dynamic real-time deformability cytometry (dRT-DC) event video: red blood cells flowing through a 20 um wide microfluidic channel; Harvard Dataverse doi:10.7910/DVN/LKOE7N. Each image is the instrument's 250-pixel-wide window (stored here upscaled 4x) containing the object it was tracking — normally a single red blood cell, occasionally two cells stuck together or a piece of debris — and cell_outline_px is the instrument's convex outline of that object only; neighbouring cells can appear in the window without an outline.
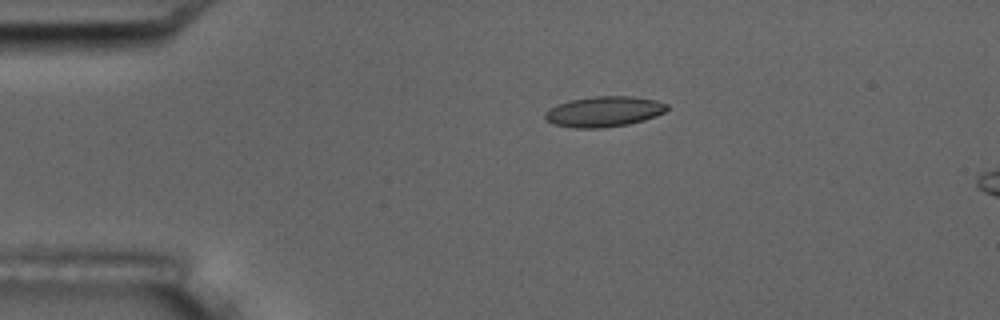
{"species": "common noctule bat (a hibernating species)", "species_latin": "Nyctalus noctula", "temperature_condition": "room temperature", "stored_images_in_passage": 5, "camera_frame_rate_fps": 3000, "um_per_image_px": 0.085, "animal": {"sex": "male", "body_mass_g": 17.5, "forearm_length_mm": 52.3}, "frame": {"image": 1, "passage_image": 4, "time_ms": 3.333, "image_size_px": [1000, 320], "cell_outline_px": [[668, 108], [664, 112], [656, 116], [644, 120], [628, 124], [604, 128], [576, 128], [552, 124], [544, 120], [544, 112], [548, 108], [556, 104], [572, 100], [596, 96], [632, 96], [656, 100], [668, 104]], "centroid_in_image_um": [51.3, 9.49], "position_along_channel_um": 33.7, "area_um2": 21.85}}